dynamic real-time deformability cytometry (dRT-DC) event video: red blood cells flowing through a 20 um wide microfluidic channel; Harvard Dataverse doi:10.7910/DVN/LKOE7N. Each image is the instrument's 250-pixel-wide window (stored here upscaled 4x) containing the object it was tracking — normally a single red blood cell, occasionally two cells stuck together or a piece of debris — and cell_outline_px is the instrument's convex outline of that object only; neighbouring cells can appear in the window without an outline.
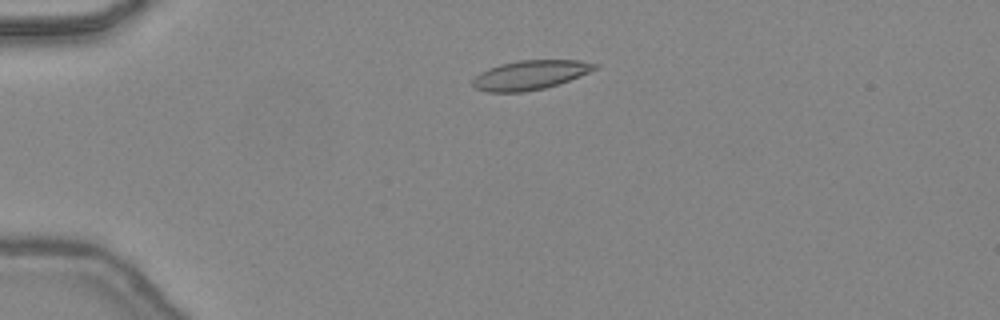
{"species": "common noctule bat (a hibernating species)", "species_latin": "Nyctalus noctula", "temperature_condition": "warm", "stored_images_in_passage": 42, "camera_frame_rate_fps": 3000, "um_per_image_px": 0.085, "animal": {"sex": "female", "body_mass_g": 24.6, "forearm_length_mm": 56.2}, "frame": {"image": 1, "passage_image": 7, "time_ms": 2.0, "image_size_px": [1000, 320], "cell_outline_px": [[600, 64], [596, 68], [580, 76], [544, 88], [524, 92], [488, 92], [476, 88], [472, 84], [472, 80], [480, 72], [488, 68], [500, 64], [520, 60], [580, 60]], "centroid_in_image_um": [45.05, 6.37], "position_along_channel_um": 40.0, "area_um2": 20.69}}
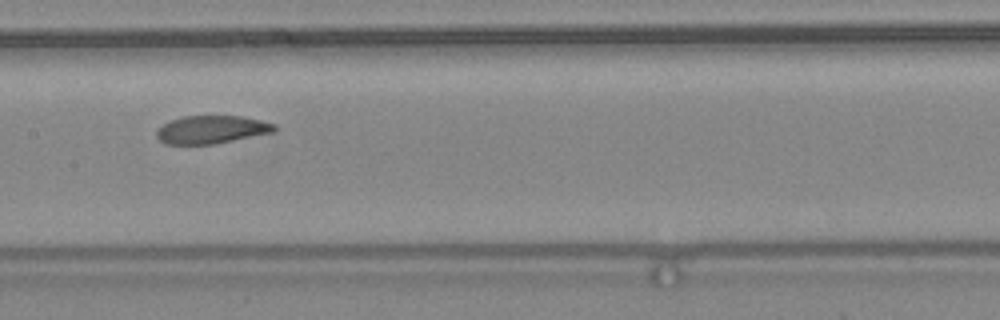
{"frame": {"image": 2, "passage_image": 20, "time_ms": 6.333, "image_size_px": [1000, 320], "cell_outline_px": [[280, 128], [272, 132], [216, 144], [164, 144], [156, 136], [156, 132], [164, 124], [172, 120], [184, 116], [240, 116], [260, 120], [276, 124]], "centroid_in_image_um": [18.01, 11.02], "position_along_channel_um": 189.4, "area_um2": 19.13}}
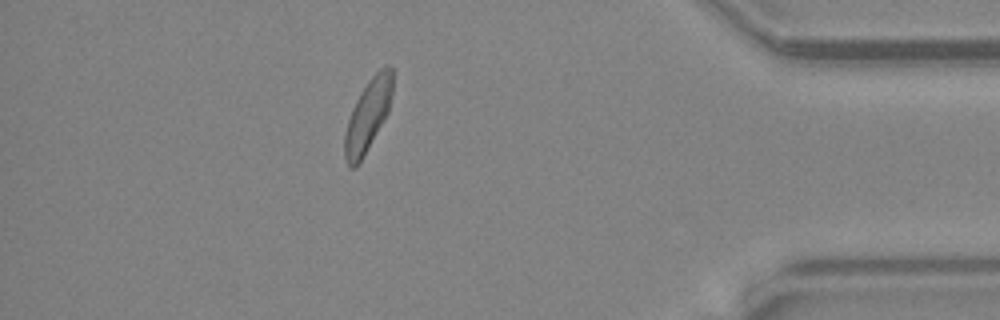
{"frame": {"image": 3, "passage_image": 37, "time_ms": 12.0, "image_size_px": [1000, 320], "cell_outline_px": [[392, 92], [388, 112], [364, 156], [356, 168], [352, 168], [348, 164], [344, 156], [344, 132], [352, 108], [360, 92], [368, 80], [384, 64], [388, 64], [392, 68]], "centroid_in_image_um": [31.26, 9.8], "position_along_channel_um": 403.9, "area_um2": 20.06}, "authors_computed_cell_mechanics": {"area_um2": 20.2589, "velocity_mm_per_s": 4.4448, "shape_relaxation_time_tau1_ms": 4.8037, "shape_relaxation_time_tau2_ms": 1.6532, "deformation_change_tau1": 0.1459, "deformation_change_tau2": 0.0656}}